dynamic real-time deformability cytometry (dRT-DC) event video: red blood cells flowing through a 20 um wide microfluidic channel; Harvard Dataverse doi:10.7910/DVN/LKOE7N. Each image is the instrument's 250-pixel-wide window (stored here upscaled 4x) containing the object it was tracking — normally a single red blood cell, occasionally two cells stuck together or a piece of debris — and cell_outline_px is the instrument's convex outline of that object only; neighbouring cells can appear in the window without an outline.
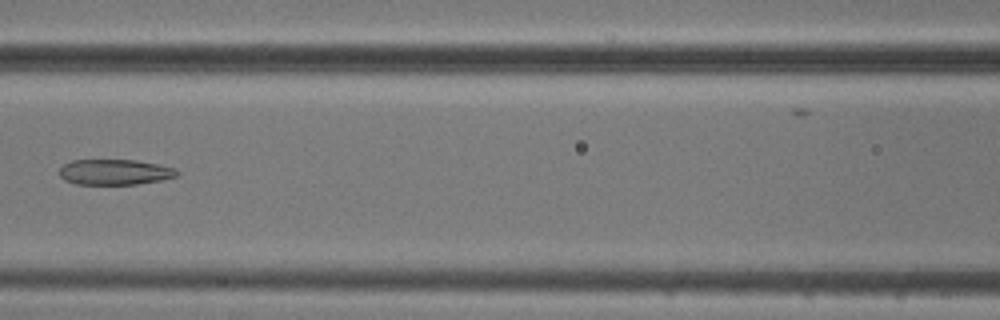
{"species": "common noctule bat (a hibernating species)", "species_latin": "Nyctalus noctula", "temperature_condition": "cold", "stored_images_in_passage": 6, "camera_frame_rate_fps": 3000, "um_per_image_px": 0.085, "animal": {"sex": "male", "body_mass_g": 20.5, "forearm_length_mm": 52.5}, "frame": {"image": 1, "passage_image": 6, "time_ms": 6.667, "image_size_px": [1000, 320], "cell_outline_px": [[180, 172], [176, 176], [160, 180], [136, 184], [76, 184], [64, 180], [60, 176], [60, 168], [64, 164], [72, 160], [136, 160], [176, 168]], "centroid_in_image_um": [9.75, 14.62], "position_along_channel_um": 156.9, "area_um2": 17.4}}